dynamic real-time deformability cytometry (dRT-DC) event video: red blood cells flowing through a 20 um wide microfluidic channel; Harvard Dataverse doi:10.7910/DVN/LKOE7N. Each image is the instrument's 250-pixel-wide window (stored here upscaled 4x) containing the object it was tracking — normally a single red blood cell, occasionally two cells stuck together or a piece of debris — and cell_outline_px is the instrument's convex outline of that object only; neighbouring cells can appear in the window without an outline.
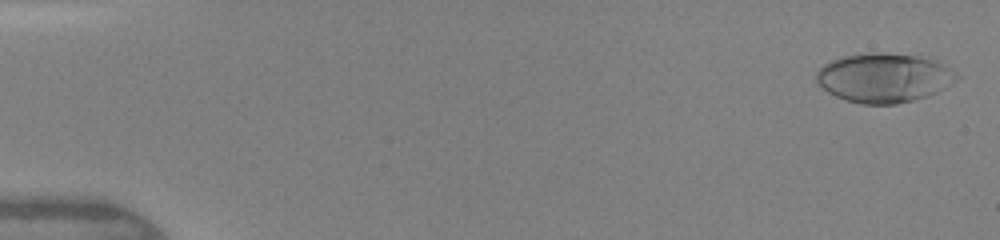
{"species": "human", "species_latin": "Homo sapiens", "temperature_condition": "warm", "stored_images_in_passage": 27, "camera_frame_rate_fps": 3000, "um_per_image_px": 0.085, "donor": {"sex": "female"}, "frame": {"image": 1, "passage_image": 1, "time_ms": 0.0, "image_size_px": [1000, 240], "cell_outline_px": [[960, 76], [956, 80], [936, 92], [912, 100], [896, 104], [860, 104], [836, 96], [828, 92], [816, 84], [816, 72], [824, 64], [832, 60], [844, 56], [868, 52], [876, 52], [920, 56], [936, 60], [956, 72]], "centroid_in_image_um": [75.11, 6.6], "position_along_channel_um": 9.9, "area_um2": 40.11}}
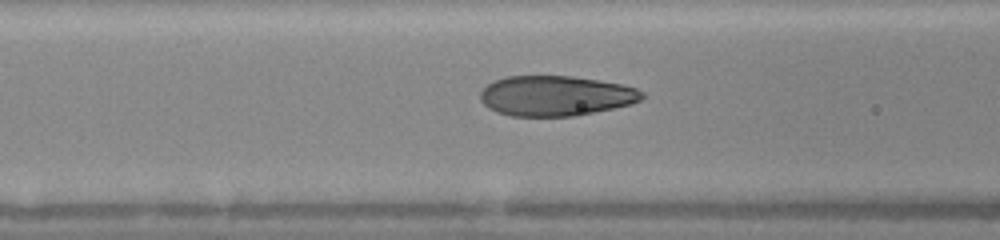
{"frame": {"image": 2, "passage_image": 17, "time_ms": 6.0, "image_size_px": [1000, 240], "cell_outline_px": [[644, 96], [640, 100], [632, 104], [576, 116], [512, 116], [496, 112], [488, 108], [480, 100], [480, 92], [488, 84], [496, 80], [508, 76], [572, 76], [620, 84], [636, 88], [644, 92]], "centroid_in_image_um": [47.23, 8.15], "position_along_channel_um": 119.4, "area_um2": 37.8}}
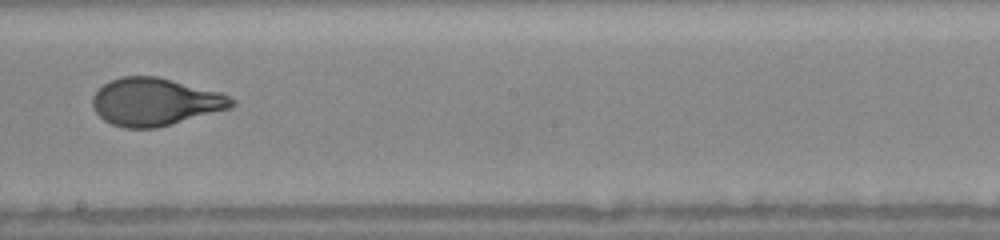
{"frame": {"image": 3, "passage_image": 24, "time_ms": 8.667, "image_size_px": [1000, 240], "cell_outline_px": [[236, 104], [232, 108], [172, 124], [156, 128], [124, 128], [112, 124], [104, 120], [92, 108], [92, 96], [108, 80], [120, 76], [156, 76], [220, 92], [236, 100]], "centroid_in_image_um": [13.18, 8.66], "position_along_channel_um": 235.0, "area_um2": 38.73}}